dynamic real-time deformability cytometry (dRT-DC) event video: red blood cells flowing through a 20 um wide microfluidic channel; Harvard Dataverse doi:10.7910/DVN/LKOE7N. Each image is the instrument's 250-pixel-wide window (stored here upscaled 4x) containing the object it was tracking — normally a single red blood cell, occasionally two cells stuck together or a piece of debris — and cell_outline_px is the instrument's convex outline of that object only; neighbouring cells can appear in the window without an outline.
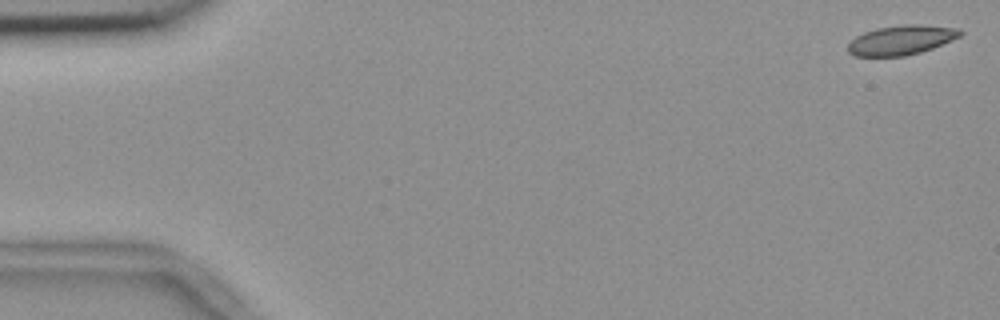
{"species": "common noctule bat (a hibernating species)", "species_latin": "Nyctalus noctula", "temperature_condition": "room temperature", "stored_images_in_passage": 4, "camera_frame_rate_fps": 3000, "um_per_image_px": 0.085, "animal": {"sex": "female", "body_mass_g": 18.4}, "frame": {"image": 1, "passage_image": 1, "time_ms": 0.0, "image_size_px": [1000, 320], "cell_outline_px": [[964, 32], [960, 36], [952, 40], [932, 48], [920, 52], [904, 56], [856, 56], [848, 52], [848, 44], [856, 36], [864, 32], [876, 28], [904, 24], [916, 24], [960, 28]], "centroid_in_image_um": [76.62, 3.39], "position_along_channel_um": 8.4, "area_um2": 19.31}}
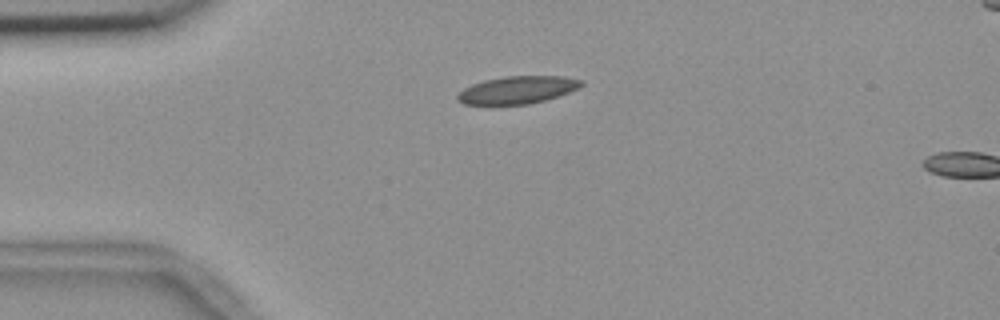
{"frame": {"image": 2, "passage_image": 3, "time_ms": 0.667, "image_size_px": [1000, 320], "cell_outline_px": [[584, 84], [560, 96], [528, 104], [492, 108], [464, 104], [456, 100], [456, 96], [464, 88], [472, 84], [484, 80], [504, 76], [564, 76], [584, 80]], "centroid_in_image_um": [43.9, 7.69], "position_along_channel_um": 41.1, "area_um2": 20.75}}